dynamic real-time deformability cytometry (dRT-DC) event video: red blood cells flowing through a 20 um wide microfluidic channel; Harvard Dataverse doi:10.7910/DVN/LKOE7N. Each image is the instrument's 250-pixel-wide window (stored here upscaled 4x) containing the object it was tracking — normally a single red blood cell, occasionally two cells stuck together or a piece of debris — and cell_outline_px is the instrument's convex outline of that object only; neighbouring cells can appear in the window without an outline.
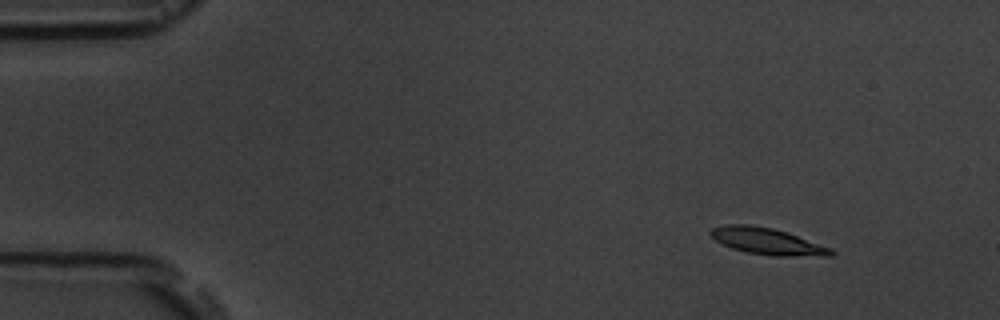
{"species": "common noctule bat (a hibernating species)", "species_latin": "Nyctalus noctula", "temperature_condition": "room temperature", "stored_images_in_passage": 4, "camera_frame_rate_fps": 3000, "um_per_image_px": 0.085, "animal": {"sex": "male", "body_mass_g": 19.5, "forearm_length_mm": 54.6}, "frame": {"image": 1, "passage_image": 1, "time_ms": 0.0, "image_size_px": [1000, 320], "cell_outline_px": [[836, 252], [832, 256], [772, 256], [748, 252], [732, 248], [716, 240], [708, 232], [712, 228], [724, 224], [748, 224], [772, 228], [788, 232], [832, 248]], "centroid_in_image_um": [65.26, 20.5], "position_along_channel_um": 19.7, "area_um2": 18.73}}
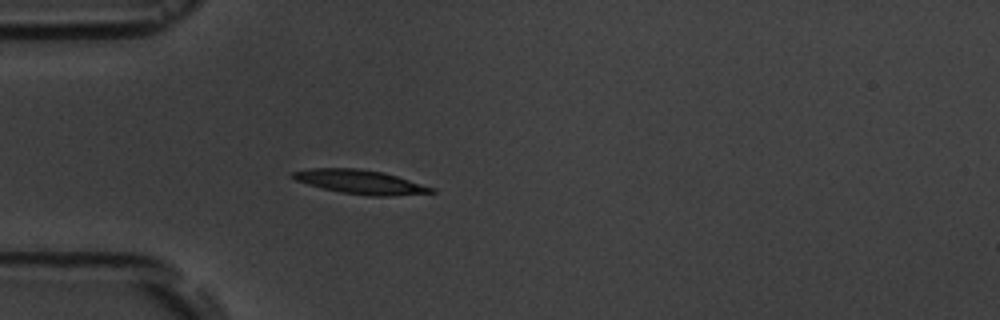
{"frame": {"image": 2, "passage_image": 4, "time_ms": 3.333, "image_size_px": [1000, 320], "cell_outline_px": [[436, 192], [392, 196], [368, 196], [340, 192], [308, 184], [296, 180], [288, 176], [288, 172], [308, 168], [356, 168], [384, 172], [436, 188]], "centroid_in_image_um": [30.6, 15.45], "position_along_channel_um": 54.4, "area_um2": 19.59}}